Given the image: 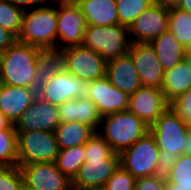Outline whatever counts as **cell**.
I'll return each instance as SVG.
<instances>
[{
    "mask_svg": "<svg viewBox=\"0 0 191 190\" xmlns=\"http://www.w3.org/2000/svg\"><path fill=\"white\" fill-rule=\"evenodd\" d=\"M40 48L15 41L1 56L0 83L37 89L36 65Z\"/></svg>",
    "mask_w": 191,
    "mask_h": 190,
    "instance_id": "6da1fadb",
    "label": "cell"
},
{
    "mask_svg": "<svg viewBox=\"0 0 191 190\" xmlns=\"http://www.w3.org/2000/svg\"><path fill=\"white\" fill-rule=\"evenodd\" d=\"M102 124L103 128H98L96 132L99 133L110 144L113 151L118 154H121L149 132V126L128 110L103 116L100 121L101 126Z\"/></svg>",
    "mask_w": 191,
    "mask_h": 190,
    "instance_id": "7a4b0ae2",
    "label": "cell"
},
{
    "mask_svg": "<svg viewBox=\"0 0 191 190\" xmlns=\"http://www.w3.org/2000/svg\"><path fill=\"white\" fill-rule=\"evenodd\" d=\"M17 41L40 49H56L57 13L55 8L41 6L24 11Z\"/></svg>",
    "mask_w": 191,
    "mask_h": 190,
    "instance_id": "3957f363",
    "label": "cell"
},
{
    "mask_svg": "<svg viewBox=\"0 0 191 190\" xmlns=\"http://www.w3.org/2000/svg\"><path fill=\"white\" fill-rule=\"evenodd\" d=\"M128 27L87 25L82 45L99 53L106 61L126 55L131 44Z\"/></svg>",
    "mask_w": 191,
    "mask_h": 190,
    "instance_id": "277c9868",
    "label": "cell"
},
{
    "mask_svg": "<svg viewBox=\"0 0 191 190\" xmlns=\"http://www.w3.org/2000/svg\"><path fill=\"white\" fill-rule=\"evenodd\" d=\"M17 166L41 162H55L59 145L55 132L16 131Z\"/></svg>",
    "mask_w": 191,
    "mask_h": 190,
    "instance_id": "5b68a950",
    "label": "cell"
},
{
    "mask_svg": "<svg viewBox=\"0 0 191 190\" xmlns=\"http://www.w3.org/2000/svg\"><path fill=\"white\" fill-rule=\"evenodd\" d=\"M160 151L184 153V145L189 127L170 107L149 127Z\"/></svg>",
    "mask_w": 191,
    "mask_h": 190,
    "instance_id": "8992f818",
    "label": "cell"
},
{
    "mask_svg": "<svg viewBox=\"0 0 191 190\" xmlns=\"http://www.w3.org/2000/svg\"><path fill=\"white\" fill-rule=\"evenodd\" d=\"M154 136L147 132L120 154V165L135 178L153 176L159 157Z\"/></svg>",
    "mask_w": 191,
    "mask_h": 190,
    "instance_id": "52a82bcc",
    "label": "cell"
},
{
    "mask_svg": "<svg viewBox=\"0 0 191 190\" xmlns=\"http://www.w3.org/2000/svg\"><path fill=\"white\" fill-rule=\"evenodd\" d=\"M65 54V70L86 82L105 77L107 61L97 52L83 46L62 49Z\"/></svg>",
    "mask_w": 191,
    "mask_h": 190,
    "instance_id": "ba28073f",
    "label": "cell"
},
{
    "mask_svg": "<svg viewBox=\"0 0 191 190\" xmlns=\"http://www.w3.org/2000/svg\"><path fill=\"white\" fill-rule=\"evenodd\" d=\"M88 89L89 82L63 70L40 86L37 95L48 103L59 106L72 99L87 97Z\"/></svg>",
    "mask_w": 191,
    "mask_h": 190,
    "instance_id": "9c48e42d",
    "label": "cell"
},
{
    "mask_svg": "<svg viewBox=\"0 0 191 190\" xmlns=\"http://www.w3.org/2000/svg\"><path fill=\"white\" fill-rule=\"evenodd\" d=\"M169 5L155 1L143 11L128 27L131 43H149L151 40L168 31Z\"/></svg>",
    "mask_w": 191,
    "mask_h": 190,
    "instance_id": "30bf717a",
    "label": "cell"
},
{
    "mask_svg": "<svg viewBox=\"0 0 191 190\" xmlns=\"http://www.w3.org/2000/svg\"><path fill=\"white\" fill-rule=\"evenodd\" d=\"M24 187L28 190H71V180L55 162H41L20 166Z\"/></svg>",
    "mask_w": 191,
    "mask_h": 190,
    "instance_id": "8fae6325",
    "label": "cell"
},
{
    "mask_svg": "<svg viewBox=\"0 0 191 190\" xmlns=\"http://www.w3.org/2000/svg\"><path fill=\"white\" fill-rule=\"evenodd\" d=\"M120 166V154L113 153L105 159H88L71 180L74 190H96L103 188L107 179Z\"/></svg>",
    "mask_w": 191,
    "mask_h": 190,
    "instance_id": "7c38bea8",
    "label": "cell"
},
{
    "mask_svg": "<svg viewBox=\"0 0 191 190\" xmlns=\"http://www.w3.org/2000/svg\"><path fill=\"white\" fill-rule=\"evenodd\" d=\"M170 107L161 89L141 86L129 95L128 111L149 127Z\"/></svg>",
    "mask_w": 191,
    "mask_h": 190,
    "instance_id": "4fadbf2b",
    "label": "cell"
},
{
    "mask_svg": "<svg viewBox=\"0 0 191 190\" xmlns=\"http://www.w3.org/2000/svg\"><path fill=\"white\" fill-rule=\"evenodd\" d=\"M61 123L58 106L36 97L14 124L16 131L54 132Z\"/></svg>",
    "mask_w": 191,
    "mask_h": 190,
    "instance_id": "5bb4252c",
    "label": "cell"
},
{
    "mask_svg": "<svg viewBox=\"0 0 191 190\" xmlns=\"http://www.w3.org/2000/svg\"><path fill=\"white\" fill-rule=\"evenodd\" d=\"M142 86L161 89L164 69L150 43H131L129 52Z\"/></svg>",
    "mask_w": 191,
    "mask_h": 190,
    "instance_id": "9a60e30c",
    "label": "cell"
},
{
    "mask_svg": "<svg viewBox=\"0 0 191 190\" xmlns=\"http://www.w3.org/2000/svg\"><path fill=\"white\" fill-rule=\"evenodd\" d=\"M57 13V42L56 49H64L71 46L82 45L86 22L79 6L60 4ZM67 42V43H65Z\"/></svg>",
    "mask_w": 191,
    "mask_h": 190,
    "instance_id": "2e32d148",
    "label": "cell"
},
{
    "mask_svg": "<svg viewBox=\"0 0 191 190\" xmlns=\"http://www.w3.org/2000/svg\"><path fill=\"white\" fill-rule=\"evenodd\" d=\"M87 97L102 117L128 109L129 95L113 86L106 77L89 82Z\"/></svg>",
    "mask_w": 191,
    "mask_h": 190,
    "instance_id": "e0dca14e",
    "label": "cell"
},
{
    "mask_svg": "<svg viewBox=\"0 0 191 190\" xmlns=\"http://www.w3.org/2000/svg\"><path fill=\"white\" fill-rule=\"evenodd\" d=\"M37 96V89L0 83V112L14 125Z\"/></svg>",
    "mask_w": 191,
    "mask_h": 190,
    "instance_id": "ac0fdd59",
    "label": "cell"
},
{
    "mask_svg": "<svg viewBox=\"0 0 191 190\" xmlns=\"http://www.w3.org/2000/svg\"><path fill=\"white\" fill-rule=\"evenodd\" d=\"M105 77L113 86L128 95L142 86L138 71L128 53L107 61Z\"/></svg>",
    "mask_w": 191,
    "mask_h": 190,
    "instance_id": "d6986e66",
    "label": "cell"
},
{
    "mask_svg": "<svg viewBox=\"0 0 191 190\" xmlns=\"http://www.w3.org/2000/svg\"><path fill=\"white\" fill-rule=\"evenodd\" d=\"M62 122H82L91 126L95 131L100 128V115L96 105L88 97H80L66 101L58 106Z\"/></svg>",
    "mask_w": 191,
    "mask_h": 190,
    "instance_id": "ffe728a7",
    "label": "cell"
},
{
    "mask_svg": "<svg viewBox=\"0 0 191 190\" xmlns=\"http://www.w3.org/2000/svg\"><path fill=\"white\" fill-rule=\"evenodd\" d=\"M86 25L111 26L119 24L116 0H85L79 5Z\"/></svg>",
    "mask_w": 191,
    "mask_h": 190,
    "instance_id": "44dd1931",
    "label": "cell"
},
{
    "mask_svg": "<svg viewBox=\"0 0 191 190\" xmlns=\"http://www.w3.org/2000/svg\"><path fill=\"white\" fill-rule=\"evenodd\" d=\"M149 43L157 54L164 71L173 68L177 63L184 60L186 49L170 31L163 32Z\"/></svg>",
    "mask_w": 191,
    "mask_h": 190,
    "instance_id": "7402d4cb",
    "label": "cell"
},
{
    "mask_svg": "<svg viewBox=\"0 0 191 190\" xmlns=\"http://www.w3.org/2000/svg\"><path fill=\"white\" fill-rule=\"evenodd\" d=\"M191 89V69L185 60L164 71L162 92L170 103Z\"/></svg>",
    "mask_w": 191,
    "mask_h": 190,
    "instance_id": "603a6c76",
    "label": "cell"
},
{
    "mask_svg": "<svg viewBox=\"0 0 191 190\" xmlns=\"http://www.w3.org/2000/svg\"><path fill=\"white\" fill-rule=\"evenodd\" d=\"M63 70H65V54L61 49H40L36 65L37 90Z\"/></svg>",
    "mask_w": 191,
    "mask_h": 190,
    "instance_id": "cb8c5ba5",
    "label": "cell"
},
{
    "mask_svg": "<svg viewBox=\"0 0 191 190\" xmlns=\"http://www.w3.org/2000/svg\"><path fill=\"white\" fill-rule=\"evenodd\" d=\"M60 149L84 145L96 132L91 126L82 122H62L55 129Z\"/></svg>",
    "mask_w": 191,
    "mask_h": 190,
    "instance_id": "d4e9b609",
    "label": "cell"
},
{
    "mask_svg": "<svg viewBox=\"0 0 191 190\" xmlns=\"http://www.w3.org/2000/svg\"><path fill=\"white\" fill-rule=\"evenodd\" d=\"M168 31L174 34L179 43L185 48H191V13L169 6Z\"/></svg>",
    "mask_w": 191,
    "mask_h": 190,
    "instance_id": "484cf974",
    "label": "cell"
},
{
    "mask_svg": "<svg viewBox=\"0 0 191 190\" xmlns=\"http://www.w3.org/2000/svg\"><path fill=\"white\" fill-rule=\"evenodd\" d=\"M84 145L60 149L55 160L57 168L72 180L85 162Z\"/></svg>",
    "mask_w": 191,
    "mask_h": 190,
    "instance_id": "4316f807",
    "label": "cell"
},
{
    "mask_svg": "<svg viewBox=\"0 0 191 190\" xmlns=\"http://www.w3.org/2000/svg\"><path fill=\"white\" fill-rule=\"evenodd\" d=\"M168 182L174 183V188L178 190H191V154L178 156L169 173Z\"/></svg>",
    "mask_w": 191,
    "mask_h": 190,
    "instance_id": "83f0119b",
    "label": "cell"
},
{
    "mask_svg": "<svg viewBox=\"0 0 191 190\" xmlns=\"http://www.w3.org/2000/svg\"><path fill=\"white\" fill-rule=\"evenodd\" d=\"M155 0H116L119 24L129 27Z\"/></svg>",
    "mask_w": 191,
    "mask_h": 190,
    "instance_id": "f1b7e54d",
    "label": "cell"
},
{
    "mask_svg": "<svg viewBox=\"0 0 191 190\" xmlns=\"http://www.w3.org/2000/svg\"><path fill=\"white\" fill-rule=\"evenodd\" d=\"M17 132L15 129L0 130V165L17 166Z\"/></svg>",
    "mask_w": 191,
    "mask_h": 190,
    "instance_id": "f546056e",
    "label": "cell"
},
{
    "mask_svg": "<svg viewBox=\"0 0 191 190\" xmlns=\"http://www.w3.org/2000/svg\"><path fill=\"white\" fill-rule=\"evenodd\" d=\"M24 11L6 0H0V27L9 30L16 37L19 35Z\"/></svg>",
    "mask_w": 191,
    "mask_h": 190,
    "instance_id": "4dcf8cb0",
    "label": "cell"
},
{
    "mask_svg": "<svg viewBox=\"0 0 191 190\" xmlns=\"http://www.w3.org/2000/svg\"><path fill=\"white\" fill-rule=\"evenodd\" d=\"M85 161L88 159H105L114 151L110 144L97 132H95L84 144Z\"/></svg>",
    "mask_w": 191,
    "mask_h": 190,
    "instance_id": "1f68e13d",
    "label": "cell"
},
{
    "mask_svg": "<svg viewBox=\"0 0 191 190\" xmlns=\"http://www.w3.org/2000/svg\"><path fill=\"white\" fill-rule=\"evenodd\" d=\"M136 178L121 165L107 179L104 190H135Z\"/></svg>",
    "mask_w": 191,
    "mask_h": 190,
    "instance_id": "d6a6232c",
    "label": "cell"
},
{
    "mask_svg": "<svg viewBox=\"0 0 191 190\" xmlns=\"http://www.w3.org/2000/svg\"><path fill=\"white\" fill-rule=\"evenodd\" d=\"M24 180L19 166L0 165V190H22Z\"/></svg>",
    "mask_w": 191,
    "mask_h": 190,
    "instance_id": "836d02e7",
    "label": "cell"
},
{
    "mask_svg": "<svg viewBox=\"0 0 191 190\" xmlns=\"http://www.w3.org/2000/svg\"><path fill=\"white\" fill-rule=\"evenodd\" d=\"M177 159L178 155L175 153L160 151L158 163L153 176H155L159 181L167 183L169 180V173Z\"/></svg>",
    "mask_w": 191,
    "mask_h": 190,
    "instance_id": "e575fe53",
    "label": "cell"
},
{
    "mask_svg": "<svg viewBox=\"0 0 191 190\" xmlns=\"http://www.w3.org/2000/svg\"><path fill=\"white\" fill-rule=\"evenodd\" d=\"M170 109L191 127V89L170 102Z\"/></svg>",
    "mask_w": 191,
    "mask_h": 190,
    "instance_id": "d590c367",
    "label": "cell"
},
{
    "mask_svg": "<svg viewBox=\"0 0 191 190\" xmlns=\"http://www.w3.org/2000/svg\"><path fill=\"white\" fill-rule=\"evenodd\" d=\"M135 190H165V183L155 176L136 178Z\"/></svg>",
    "mask_w": 191,
    "mask_h": 190,
    "instance_id": "8d00e7d4",
    "label": "cell"
},
{
    "mask_svg": "<svg viewBox=\"0 0 191 190\" xmlns=\"http://www.w3.org/2000/svg\"><path fill=\"white\" fill-rule=\"evenodd\" d=\"M16 40L17 37L13 33L5 28L0 27V52H4Z\"/></svg>",
    "mask_w": 191,
    "mask_h": 190,
    "instance_id": "74e56055",
    "label": "cell"
},
{
    "mask_svg": "<svg viewBox=\"0 0 191 190\" xmlns=\"http://www.w3.org/2000/svg\"><path fill=\"white\" fill-rule=\"evenodd\" d=\"M8 2H10L11 4H13L14 6H16L17 8L26 11V9L24 8L25 5H34V4H38V3H43V2H47L48 0H6Z\"/></svg>",
    "mask_w": 191,
    "mask_h": 190,
    "instance_id": "f35d334b",
    "label": "cell"
},
{
    "mask_svg": "<svg viewBox=\"0 0 191 190\" xmlns=\"http://www.w3.org/2000/svg\"><path fill=\"white\" fill-rule=\"evenodd\" d=\"M15 129L14 125L6 118V116L0 112V130Z\"/></svg>",
    "mask_w": 191,
    "mask_h": 190,
    "instance_id": "ab89813d",
    "label": "cell"
},
{
    "mask_svg": "<svg viewBox=\"0 0 191 190\" xmlns=\"http://www.w3.org/2000/svg\"><path fill=\"white\" fill-rule=\"evenodd\" d=\"M175 6L184 11L191 13V0H179Z\"/></svg>",
    "mask_w": 191,
    "mask_h": 190,
    "instance_id": "60d3db41",
    "label": "cell"
},
{
    "mask_svg": "<svg viewBox=\"0 0 191 190\" xmlns=\"http://www.w3.org/2000/svg\"><path fill=\"white\" fill-rule=\"evenodd\" d=\"M184 153L191 154V131L186 136Z\"/></svg>",
    "mask_w": 191,
    "mask_h": 190,
    "instance_id": "b9f144b4",
    "label": "cell"
},
{
    "mask_svg": "<svg viewBox=\"0 0 191 190\" xmlns=\"http://www.w3.org/2000/svg\"><path fill=\"white\" fill-rule=\"evenodd\" d=\"M60 4L63 5H72V6H79L85 0H59Z\"/></svg>",
    "mask_w": 191,
    "mask_h": 190,
    "instance_id": "7bdbcfd3",
    "label": "cell"
},
{
    "mask_svg": "<svg viewBox=\"0 0 191 190\" xmlns=\"http://www.w3.org/2000/svg\"><path fill=\"white\" fill-rule=\"evenodd\" d=\"M184 60L188 63L190 69H191V48H187L185 50V57Z\"/></svg>",
    "mask_w": 191,
    "mask_h": 190,
    "instance_id": "ee69618b",
    "label": "cell"
},
{
    "mask_svg": "<svg viewBox=\"0 0 191 190\" xmlns=\"http://www.w3.org/2000/svg\"><path fill=\"white\" fill-rule=\"evenodd\" d=\"M155 1L171 6L175 5L179 0H155Z\"/></svg>",
    "mask_w": 191,
    "mask_h": 190,
    "instance_id": "f6af8a7d",
    "label": "cell"
},
{
    "mask_svg": "<svg viewBox=\"0 0 191 190\" xmlns=\"http://www.w3.org/2000/svg\"><path fill=\"white\" fill-rule=\"evenodd\" d=\"M165 190H178L174 188V183L167 182L165 183Z\"/></svg>",
    "mask_w": 191,
    "mask_h": 190,
    "instance_id": "bcb514c9",
    "label": "cell"
},
{
    "mask_svg": "<svg viewBox=\"0 0 191 190\" xmlns=\"http://www.w3.org/2000/svg\"><path fill=\"white\" fill-rule=\"evenodd\" d=\"M1 56H2V52H0V64H1Z\"/></svg>",
    "mask_w": 191,
    "mask_h": 190,
    "instance_id": "7dc6e473",
    "label": "cell"
}]
</instances>
